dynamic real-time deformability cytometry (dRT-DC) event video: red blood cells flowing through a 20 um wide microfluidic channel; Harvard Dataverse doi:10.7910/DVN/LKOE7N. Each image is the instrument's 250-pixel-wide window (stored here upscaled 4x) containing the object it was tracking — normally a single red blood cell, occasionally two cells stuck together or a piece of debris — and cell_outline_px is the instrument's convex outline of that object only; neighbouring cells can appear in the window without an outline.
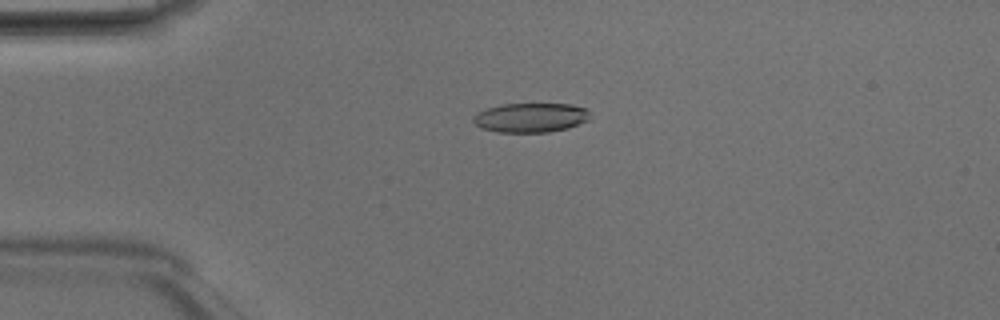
{"species": "Egyptian fruit bat (a non-hibernating species)", "species_latin": "Rousettus aegyptiacus", "temperature_condition": "room temperature", "stored_images_in_passage": 39, "camera_frame_rate_fps": 3000, "um_per_image_px": 0.085, "animal": {"sex": "male"}, "frame": {"image": 1, "passage_image": 2, "time_ms": 0.333, "image_size_px": [1000, 320], "cell_outline_px": [[588, 120], [580, 124], [568, 128], [548, 132], [496, 132], [480, 128], [472, 120], [472, 116], [488, 108], [504, 104], [572, 104], [588, 108]], "centroid_in_image_um": [45.12, 10.0], "position_along_channel_um": 39.9, "area_um2": 20.0}}
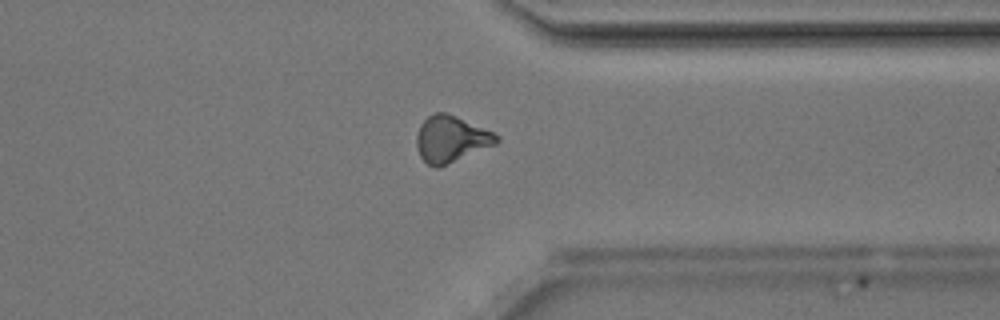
{"frame": {"image": 2, "passage_image": 28, "time_ms": 9.0, "image_size_px": [1000, 320], "cell_outline_px": [[500, 140], [496, 144], [436, 168], [428, 164], [420, 156], [416, 144], [416, 136], [420, 124], [428, 116], [436, 112], [444, 112], [456, 116], [492, 132], [500, 136]], "centroid_in_image_um": [38.32, 11.81], "position_along_channel_um": 373.1, "area_um2": 21.27}}
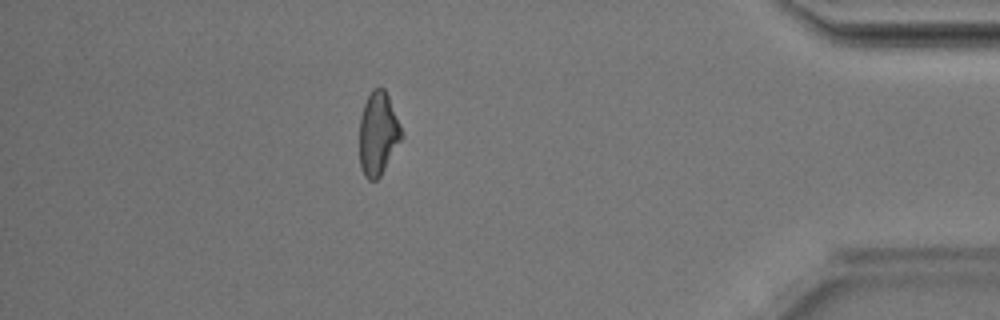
{"frame": {"image": 3, "passage_image": 33, "time_ms": 10.667, "image_size_px": [1000, 320], "cell_outline_px": [[404, 136], [380, 176], [376, 180], [368, 180], [364, 176], [360, 164], [360, 116], [364, 104], [372, 88], [384, 88], [388, 96]], "centroid_in_image_um": [32.13, 11.37], "position_along_channel_um": 403.1, "area_um2": 20.23}, "authors_computed_cell_mechanics": {"area_um2": 20.8658, "velocity_mm_per_s": 4.2159, "shape_relaxation_time_tau1_ms": 4.2677, "shape_relaxation_time_tau2_ms": 4.2623, "deformation_change_tau1": 0.141, "deformation_change_tau2": 0.1313}}